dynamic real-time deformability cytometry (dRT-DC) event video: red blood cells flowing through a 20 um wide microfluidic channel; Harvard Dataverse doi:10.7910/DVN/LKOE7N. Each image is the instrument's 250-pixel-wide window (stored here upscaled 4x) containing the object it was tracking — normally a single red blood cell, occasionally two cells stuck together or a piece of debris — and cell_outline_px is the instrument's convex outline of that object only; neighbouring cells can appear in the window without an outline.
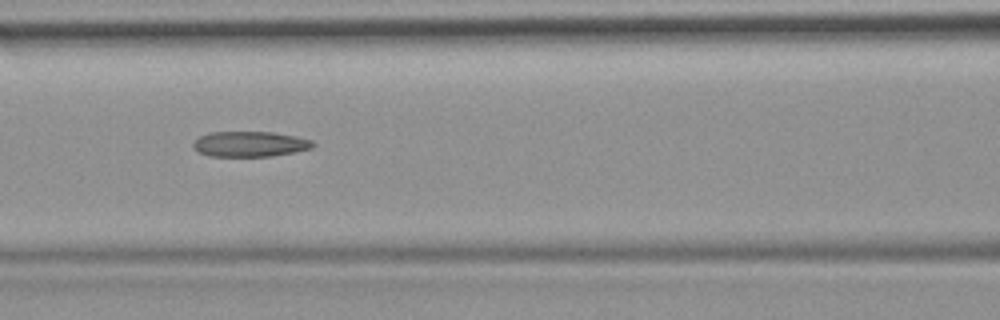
{"species": "common noctule bat (a hibernating species)", "species_latin": "Nyctalus noctula", "temperature_condition": "room temperature", "stored_images_in_passage": 51, "camera_frame_rate_fps": 3000, "um_per_image_px": 0.085, "animal": {"sex": "female", "body_mass_g": 19.9}, "frame": {"image": 1, "passage_image": 22, "time_ms": 7.0, "image_size_px": [1000, 320], "cell_outline_px": [[316, 144], [312, 148], [296, 152], [272, 156], [208, 156], [192, 148], [192, 144], [200, 136], [208, 132], [272, 132], [296, 136], [312, 140]], "centroid_in_image_um": [21.26, 12.24], "position_along_channel_um": 145.3, "area_um2": 17.8}, "authors_computed_cell_mechanics": {"area_um2": 18.2648, "velocity_mm_per_s": 3.8898, "shape_relaxation_time_tau1_ms": null, "shape_relaxation_time_tau2_ms": 6.5258, "deformation_change_tau1": null, "deformation_change_tau2": 0.1957}}